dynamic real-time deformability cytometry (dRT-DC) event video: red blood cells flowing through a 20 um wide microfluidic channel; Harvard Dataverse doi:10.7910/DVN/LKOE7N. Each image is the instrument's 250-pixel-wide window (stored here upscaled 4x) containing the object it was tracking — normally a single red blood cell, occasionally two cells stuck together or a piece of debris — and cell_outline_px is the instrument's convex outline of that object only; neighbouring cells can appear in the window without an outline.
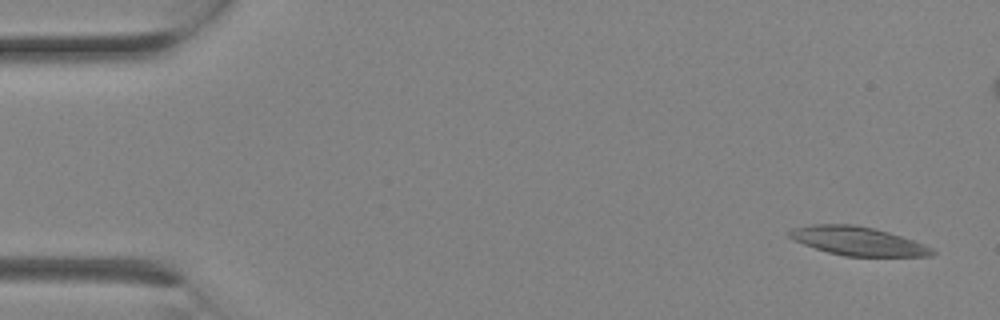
{"species": "Egyptian fruit bat (a non-hibernating species)", "species_latin": "Rousettus aegyptiacus", "temperature_condition": "room temperature", "stored_images_in_passage": 4, "camera_frame_rate_fps": 3000, "um_per_image_px": 0.085, "animal": {"sex": "female"}, "frame": {"image": 1, "passage_image": 1, "time_ms": 0.0, "image_size_px": [1000, 320], "cell_outline_px": [[936, 252], [932, 256], [844, 256], [828, 252], [792, 240], [788, 236], [788, 232], [792, 228], [812, 224], [852, 224], [872, 228], [888, 232], [924, 244], [932, 248]], "centroid_in_image_um": [72.89, 20.49], "position_along_channel_um": 12.1, "area_um2": 23.7}}